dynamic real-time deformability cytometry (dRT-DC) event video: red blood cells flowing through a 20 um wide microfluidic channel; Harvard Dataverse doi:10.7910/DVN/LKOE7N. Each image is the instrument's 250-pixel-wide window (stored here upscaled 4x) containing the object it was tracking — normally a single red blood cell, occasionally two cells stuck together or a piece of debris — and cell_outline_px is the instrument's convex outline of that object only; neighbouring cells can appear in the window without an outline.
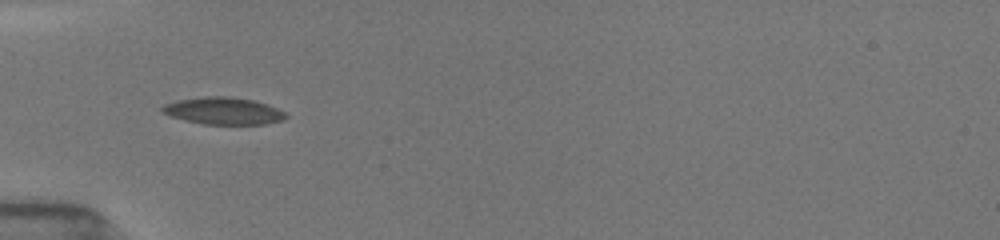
{"species": "common noctule bat (a hibernating species)", "species_latin": "Nyctalus noctula", "temperature_condition": "room temperature", "stored_images_in_passage": 38, "camera_frame_rate_fps": 3000, "um_per_image_px": 0.085, "animal": {"sex": "female", "body_mass_g": 19.5, "forearm_length_mm": 54.1}, "frame": {"image": 1, "passage_image": 3, "time_ms": 0.667, "image_size_px": [1000, 240], "cell_outline_px": [[288, 116], [284, 120], [264, 124], [204, 124], [184, 120], [172, 116], [164, 112], [160, 108], [164, 104], [176, 100], [204, 96], [228, 96], [252, 100], [276, 108], [284, 112]], "centroid_in_image_um": [18.97, 9.42], "position_along_channel_um": 66.0, "area_um2": 19.36}}
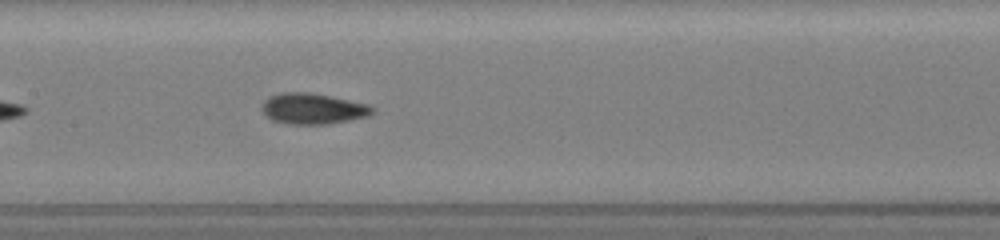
{"frame": {"image": 2, "passage_image": 12, "time_ms": 3.667, "image_size_px": [1000, 240], "cell_outline_px": [[376, 112], [368, 116], [328, 124], [292, 124], [272, 120], [260, 108], [264, 100], [268, 96], [280, 92], [312, 92], [332, 96], [368, 104], [376, 108]], "centroid_in_image_um": [26.61, 9.22], "position_along_channel_um": 180.8, "area_um2": 20.06}}
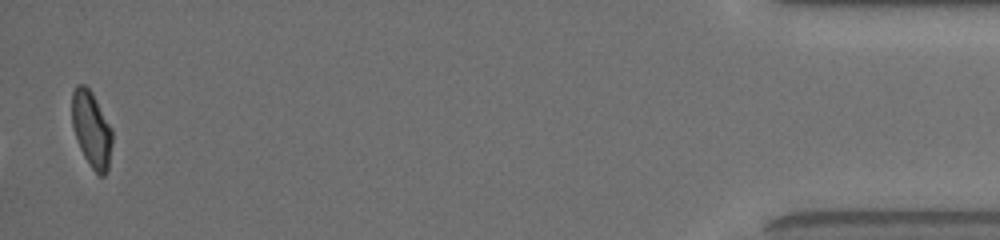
{"frame": {"image": 3, "passage_image": 37, "time_ms": 12.0, "image_size_px": [1000, 240], "cell_outline_px": [[112, 144], [108, 168], [104, 176], [100, 176], [92, 168], [84, 156], [80, 148], [72, 124], [72, 92], [76, 84], [84, 84], [92, 92], [112, 128]], "centroid_in_image_um": [7.78, 10.97], "position_along_channel_um": 427.4, "area_um2": 17.74}, "authors_computed_cell_mechanics": {"area_um2": 18.9584, "velocity_mm_per_s": 3.9185, "shape_relaxation_time_tau1_ms": 3.9899, "shape_relaxation_time_tau2_ms": 1.739, "deformation_change_tau1": 0.1258, "deformation_change_tau2": 0.0649}}